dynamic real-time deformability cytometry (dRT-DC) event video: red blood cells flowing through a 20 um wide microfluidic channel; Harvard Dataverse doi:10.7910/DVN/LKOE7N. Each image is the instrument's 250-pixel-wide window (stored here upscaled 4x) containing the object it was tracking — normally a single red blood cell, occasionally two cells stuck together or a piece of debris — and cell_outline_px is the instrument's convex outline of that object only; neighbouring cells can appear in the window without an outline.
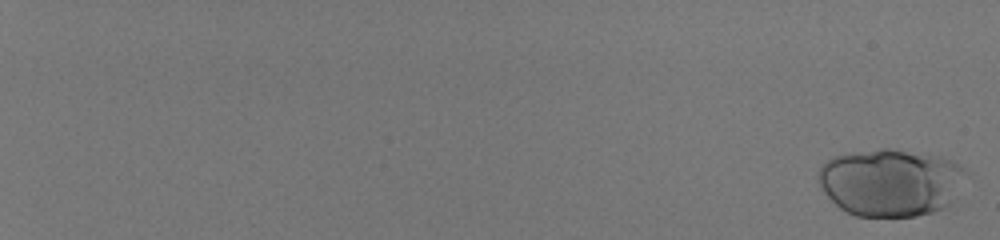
{"species": "human", "species_latin": "Homo sapiens", "temperature_condition": "room temperature", "stored_images_in_passage": 57, "camera_frame_rate_fps": 3000, "um_per_image_px": 0.085, "donor": {"sex": "male"}, "frame": {"image": 1, "passage_image": 1, "time_ms": 0.0, "image_size_px": [1000, 240], "cell_outline_px": [[968, 172], [948, 204], [944, 208], [932, 212], [916, 216], [856, 216], [840, 208], [824, 192], [816, 176], [820, 168], [832, 156], [852, 152], [880, 148], [888, 148], [940, 156], [952, 160], [964, 168]], "centroid_in_image_um": [75.68, 15.48], "position_along_channel_um": 9.3, "area_um2": 57.86}}
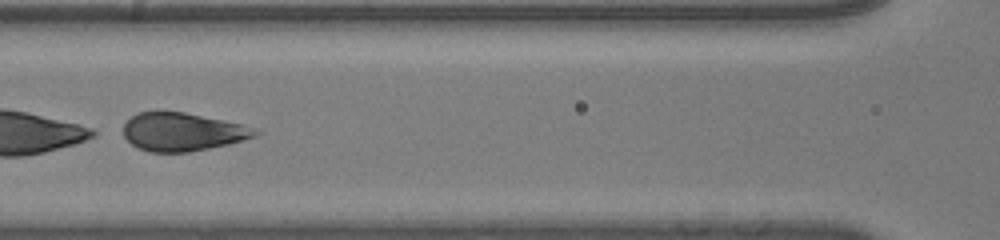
{"frame": {"image": 2, "passage_image": 34, "time_ms": 11.0, "image_size_px": [1000, 240], "cell_outline_px": [[260, 132], [256, 136], [228, 144], [188, 152], [148, 152], [132, 144], [124, 136], [124, 124], [136, 112], [184, 112], [244, 124]], "centroid_in_image_um": [15.51, 11.21], "position_along_channel_um": 151.1, "area_um2": 29.07}}
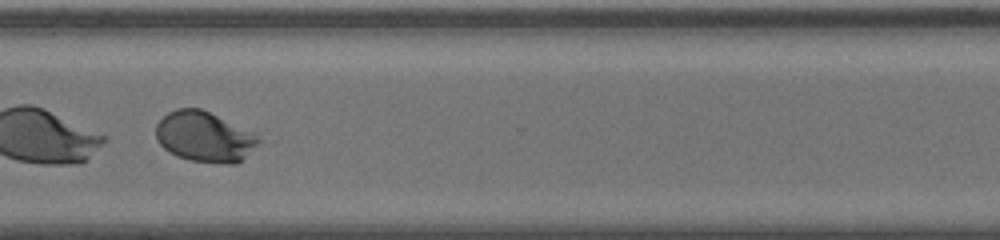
{"frame": {"image": 3, "passage_image": 49, "time_ms": 16.0, "image_size_px": [1000, 240], "cell_outline_px": [[264, 140], [236, 164], [224, 164], [188, 160], [176, 156], [168, 152], [156, 140], [156, 124], [168, 112], [176, 108], [200, 108], [260, 132]], "centroid_in_image_um": [17.46, 11.61], "position_along_channel_um": 353.1, "area_um2": 31.1}}